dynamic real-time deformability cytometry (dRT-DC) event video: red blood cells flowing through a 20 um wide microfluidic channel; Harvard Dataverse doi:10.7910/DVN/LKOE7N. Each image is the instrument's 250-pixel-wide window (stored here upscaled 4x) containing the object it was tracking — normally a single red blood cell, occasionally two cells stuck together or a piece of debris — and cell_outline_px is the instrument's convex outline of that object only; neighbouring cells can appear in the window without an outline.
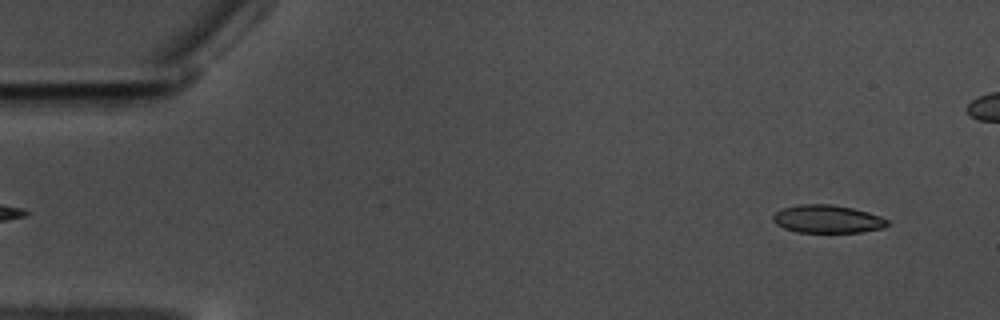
{"species": "common noctule bat (a hibernating species)", "species_latin": "Nyctalus noctula", "temperature_condition": "warm", "stored_images_in_passage": 52, "camera_frame_rate_fps": 3000, "um_per_image_px": 0.085, "animal": {"sex": "male", "body_mass_g": 17.5, "forearm_length_mm": 52.3}, "frame": {"image": 1, "passage_image": 4, "time_ms": 1.0, "image_size_px": [1000, 320], "cell_outline_px": [[892, 224], [884, 228], [860, 232], [796, 232], [784, 228], [776, 224], [772, 220], [772, 216], [776, 212], [784, 208], [800, 204], [828, 204], [852, 208], [868, 212], [880, 216], [888, 220]], "centroid_in_image_um": [70.35, 18.62], "position_along_channel_um": 14.6, "area_um2": 18.67}}
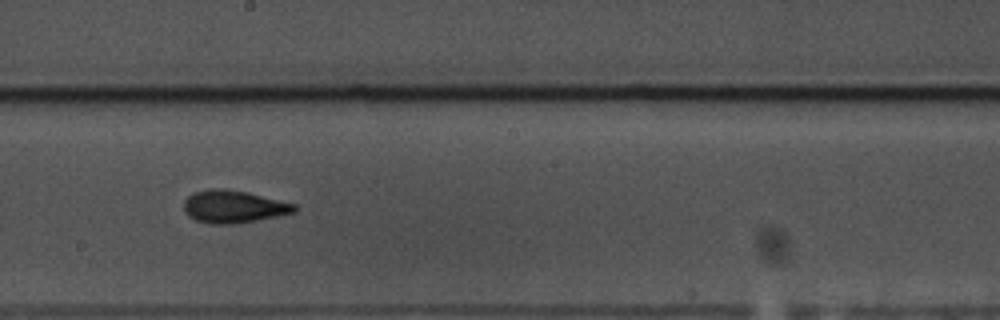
{"frame": {"image": 2, "passage_image": 32, "time_ms": 10.333, "image_size_px": [1000, 320], "cell_outline_px": [[296, 212], [256, 220], [232, 224], [212, 224], [196, 220], [188, 216], [184, 212], [184, 200], [192, 192], [212, 188], [224, 188], [248, 192], [296, 204]], "centroid_in_image_um": [19.82, 17.55], "position_along_channel_um": 228.4, "area_um2": 21.04}}
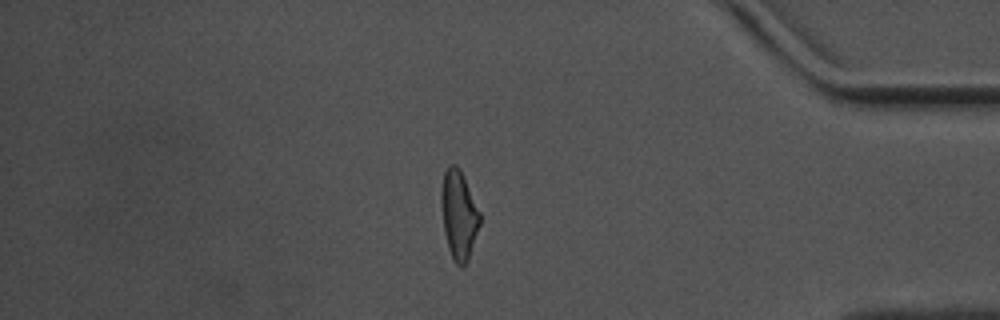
{"frame": {"image": 3, "passage_image": 49, "time_ms": 16.0, "image_size_px": [1000, 320], "cell_outline_px": [[480, 224], [468, 260], [460, 268], [456, 264], [448, 248], [444, 232], [440, 204], [440, 196], [444, 172], [452, 164], [456, 164], [460, 168], [464, 176], [480, 212]], "centroid_in_image_um": [38.99, 18.25], "position_along_channel_um": 396.2, "area_um2": 20.0}, "authors_computed_cell_mechanics": {"area_um2": 19.9121, "velocity_mm_per_s": 3.5143, "shape_relaxation_time_tau1_ms": 9.1158, "shape_relaxation_time_tau2_ms": 3.2412, "deformation_change_tau1": 0.204, "deformation_change_tau2": 0.1011}}